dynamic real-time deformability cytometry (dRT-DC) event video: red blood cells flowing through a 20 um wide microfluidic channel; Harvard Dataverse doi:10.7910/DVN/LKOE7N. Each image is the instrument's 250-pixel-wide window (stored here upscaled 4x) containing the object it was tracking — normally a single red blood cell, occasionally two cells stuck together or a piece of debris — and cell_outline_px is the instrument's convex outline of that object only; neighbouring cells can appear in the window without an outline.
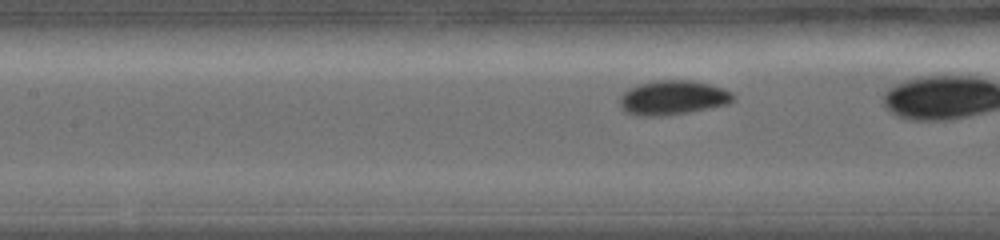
{"species": "common noctule bat (a hibernating species)", "species_latin": "Nyctalus noctula", "temperature_condition": "warm", "stored_images_in_passage": 52, "camera_frame_rate_fps": 5000, "um_per_image_px": 0.085, "animal": {"sex": "female", "body_mass_g": 19.0, "forearm_length_mm": 56.7}, "frame": {"image": 1, "passage_image": 17, "time_ms": 1.8, "image_size_px": [1000, 240], "cell_outline_px": [[736, 96], [728, 104], [688, 112], [664, 116], [636, 116], [624, 112], [620, 104], [620, 96], [628, 88], [652, 80], [692, 80], [724, 88], [732, 92]], "centroid_in_image_um": [57.17, 8.3], "position_along_channel_um": 150.2, "area_um2": 22.89}}